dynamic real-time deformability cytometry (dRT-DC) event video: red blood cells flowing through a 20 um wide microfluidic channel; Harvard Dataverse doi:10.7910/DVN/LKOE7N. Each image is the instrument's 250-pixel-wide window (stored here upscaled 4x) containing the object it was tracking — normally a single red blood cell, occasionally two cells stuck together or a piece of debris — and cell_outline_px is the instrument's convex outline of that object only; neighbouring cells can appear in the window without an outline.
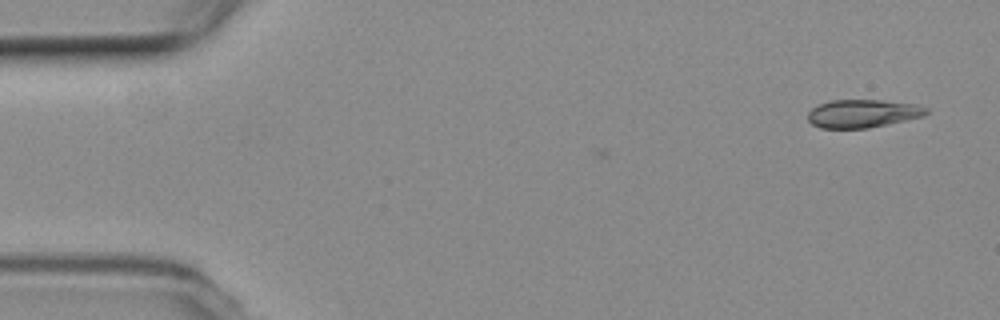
{"species": "common noctule bat (a hibernating species)", "species_latin": "Nyctalus noctula", "temperature_condition": "room temperature", "stored_images_in_passage": 3, "camera_frame_rate_fps": 3000, "um_per_image_px": 0.085, "animal": {"sex": "female", "body_mass_g": 19.3, "forearm_length_mm": 54.1}, "frame": {"image": 1, "passage_image": 3, "time_ms": 0.667, "image_size_px": [1000, 320], "cell_outline_px": [[928, 112], [924, 116], [868, 128], [820, 128], [812, 124], [808, 120], [808, 112], [812, 108], [828, 100], [880, 100], [916, 104], [928, 108]], "centroid_in_image_um": [73.32, 9.64], "position_along_channel_um": 11.7, "area_um2": 19.36}}